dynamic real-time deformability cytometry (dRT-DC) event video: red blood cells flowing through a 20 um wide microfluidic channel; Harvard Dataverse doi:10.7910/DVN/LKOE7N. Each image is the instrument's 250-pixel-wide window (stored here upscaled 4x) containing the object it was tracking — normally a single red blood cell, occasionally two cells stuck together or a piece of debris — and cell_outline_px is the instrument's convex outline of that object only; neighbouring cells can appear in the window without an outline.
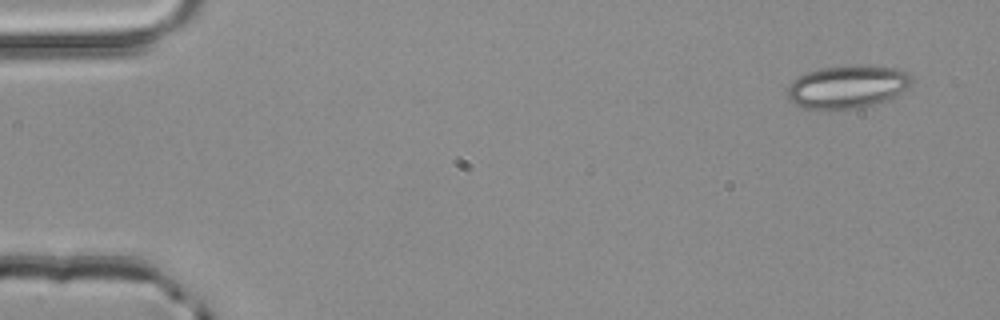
{"species": "common noctule bat (a hibernating species)", "species_latin": "Nyctalus noctula", "temperature_condition": "room temperature", "stored_images_in_passage": 3, "camera_frame_rate_fps": 3000, "um_per_image_px": 0.085, "animal": {"sex": "male", "body_mass_g": 20.4}, "frame": {"image": 1, "passage_image": 1, "time_ms": 0.0, "image_size_px": [1000, 320], "cell_outline_px": [[912, 84], [908, 88], [884, 100], [860, 108], [828, 112], [804, 108], [788, 100], [788, 84], [792, 80], [808, 72], [820, 68], [856, 64], [868, 64], [900, 68], [908, 72], [912, 76]], "centroid_in_image_um": [72.02, 7.37], "position_along_channel_um": 13.0, "area_um2": 31.96}}